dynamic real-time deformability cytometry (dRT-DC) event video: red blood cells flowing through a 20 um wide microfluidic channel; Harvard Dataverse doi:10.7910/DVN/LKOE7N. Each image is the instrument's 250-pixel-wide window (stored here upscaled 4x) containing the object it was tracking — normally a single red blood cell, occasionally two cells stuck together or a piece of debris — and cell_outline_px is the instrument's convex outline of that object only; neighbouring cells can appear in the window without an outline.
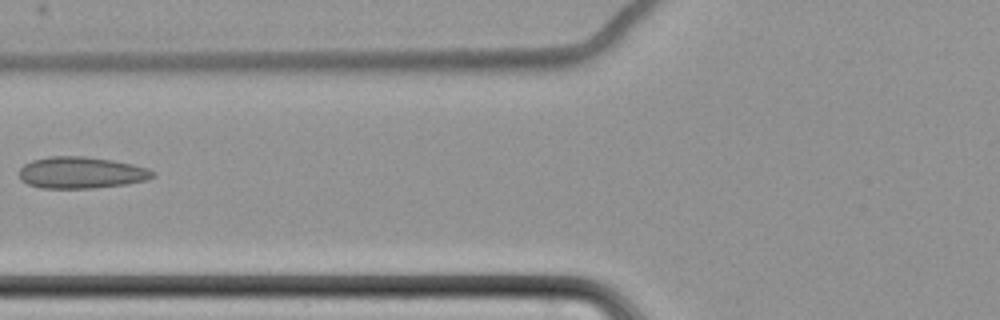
{"species": "common noctule bat (a hibernating species)", "species_latin": "Nyctalus noctula", "temperature_condition": "cold", "stored_images_in_passage": 6, "camera_frame_rate_fps": 3000, "um_per_image_px": 0.085, "animal": {"sex": "female", "body_mass_g": 22.7, "forearm_length_mm": 54.2}, "frame": {"image": 1, "passage_image": 6, "time_ms": 6.333, "image_size_px": [1000, 320], "cell_outline_px": [[156, 176], [148, 180], [124, 184], [92, 188], [40, 188], [28, 184], [20, 180], [20, 168], [24, 164], [32, 160], [48, 156], [84, 156], [112, 160], [132, 164], [148, 168], [156, 172]], "centroid_in_image_um": [6.91, 14.67], "position_along_channel_um": 118.9, "area_um2": 24.74}}